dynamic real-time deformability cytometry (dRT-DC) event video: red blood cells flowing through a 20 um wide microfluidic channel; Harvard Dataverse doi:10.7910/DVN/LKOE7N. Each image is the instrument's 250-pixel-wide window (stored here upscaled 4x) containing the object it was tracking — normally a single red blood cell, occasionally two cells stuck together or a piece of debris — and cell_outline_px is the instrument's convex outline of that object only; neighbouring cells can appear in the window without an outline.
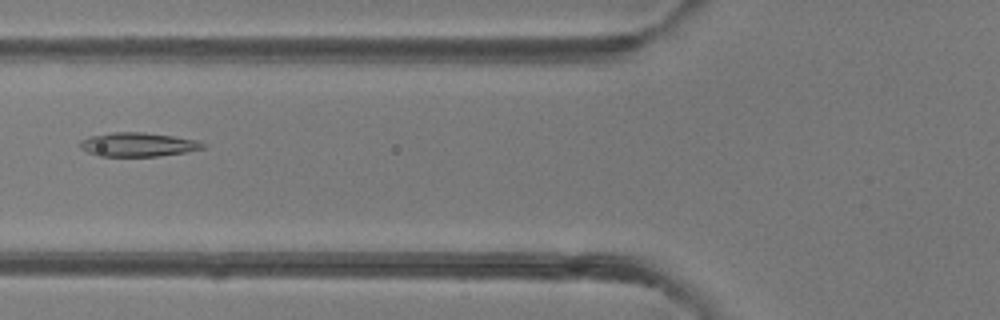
{"species": "common noctule bat (a hibernating species)", "species_latin": "Nyctalus noctula", "temperature_condition": "room temperature", "stored_images_in_passage": 41, "camera_frame_rate_fps": 3000, "um_per_image_px": 0.085, "animal": {"sex": "female"}, "frame": {"image": 1, "passage_image": 12, "time_ms": 3.667, "image_size_px": [1000, 320], "cell_outline_px": [[208, 144], [204, 148], [184, 152], [160, 156], [100, 156], [88, 152], [80, 148], [80, 140], [92, 136], [112, 132], [144, 132], [200, 140]], "centroid_in_image_um": [11.77, 12.28], "position_along_channel_um": 114.0, "area_um2": 17.17}}
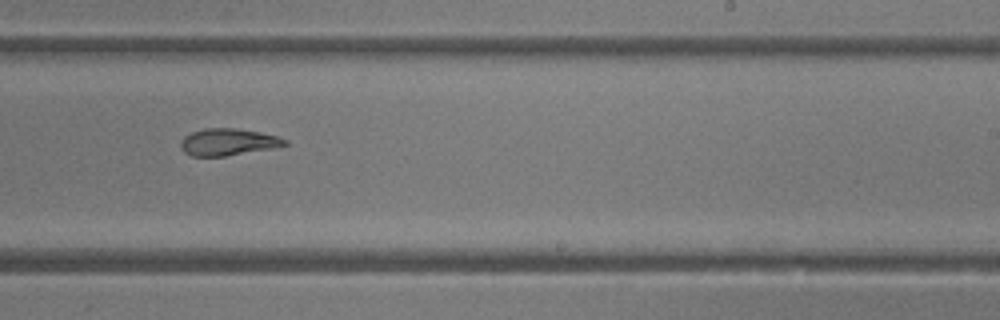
{"frame": {"image": 2, "passage_image": 23, "time_ms": 7.333, "image_size_px": [1000, 320], "cell_outline_px": [[288, 144], [272, 148], [224, 156], [192, 156], [184, 152], [180, 148], [180, 140], [184, 136], [192, 132], [204, 128], [236, 128], [260, 132], [276, 136], [288, 140]], "centroid_in_image_um": [19.35, 12.06], "position_along_channel_um": 269.7, "area_um2": 16.3}}
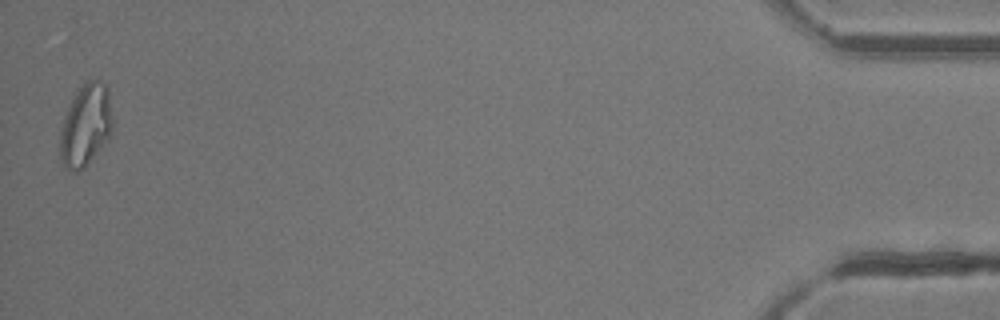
{"frame": {"image": 3, "passage_image": 41, "time_ms": 13.333, "image_size_px": [1000, 320], "cell_outline_px": [[112, 132], [84, 168], [76, 172], [64, 168], [60, 156], [60, 128], [64, 116], [76, 92], [84, 80], [100, 80], [108, 88], [112, 116]], "centroid_in_image_um": [7.27, 10.63], "position_along_channel_um": 427.9, "area_um2": 25.03}, "authors_computed_cell_mechanics": {"area_um2": 18.0336, "velocity_mm_per_s": 4.242, "shape_relaxation_time_tau1_ms": 10.8283, "shape_relaxation_time_tau2_ms": 2.2927, "deformation_change_tau1": 0.2962, "deformation_change_tau2": 0.0917}}